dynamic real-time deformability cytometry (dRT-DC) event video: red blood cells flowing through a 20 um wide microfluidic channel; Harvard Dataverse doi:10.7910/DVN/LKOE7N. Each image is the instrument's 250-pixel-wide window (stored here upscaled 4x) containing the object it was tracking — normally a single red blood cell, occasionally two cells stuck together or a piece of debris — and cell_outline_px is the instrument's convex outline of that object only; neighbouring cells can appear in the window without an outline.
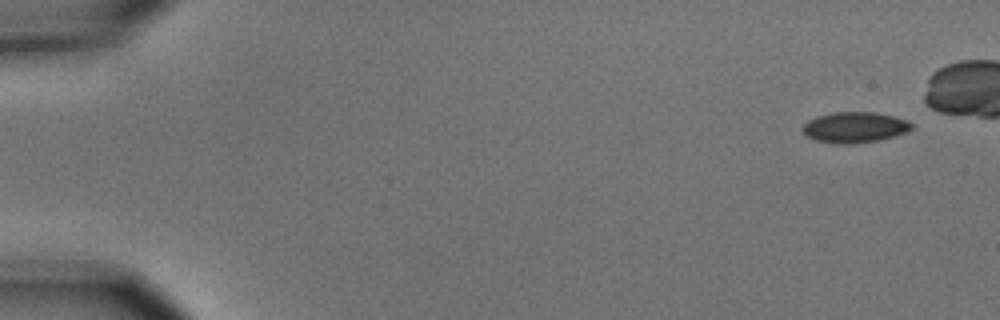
{"species": "common noctule bat (a hibernating species)", "species_latin": "Nyctalus noctula", "temperature_condition": "cold", "stored_images_in_passage": 3, "camera_frame_rate_fps": 3000, "um_per_image_px": 0.085, "animal": {"sex": "male", "body_mass_g": 15.6}, "frame": {"image": 1, "passage_image": 1, "time_ms": 0.0, "image_size_px": [1000, 320], "cell_outline_px": [[912, 128], [904, 132], [892, 136], [876, 140], [848, 144], [836, 144], [816, 140], [804, 136], [800, 128], [808, 120], [816, 116], [836, 112], [876, 112], [892, 116], [904, 120], [912, 124]], "centroid_in_image_um": [72.55, 10.82], "position_along_channel_um": 12.5, "area_um2": 19.31}}